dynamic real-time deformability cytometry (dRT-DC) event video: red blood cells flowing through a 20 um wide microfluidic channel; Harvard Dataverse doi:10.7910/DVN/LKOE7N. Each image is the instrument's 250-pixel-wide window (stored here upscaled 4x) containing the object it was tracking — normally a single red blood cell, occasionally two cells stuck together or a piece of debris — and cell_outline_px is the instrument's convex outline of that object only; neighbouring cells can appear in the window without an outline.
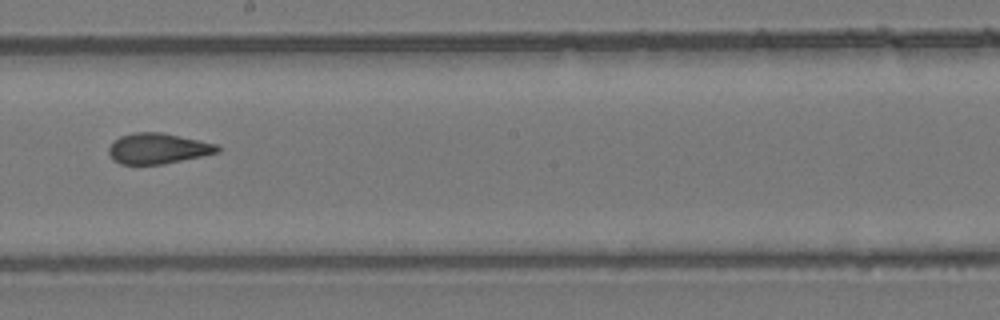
{"species": "common noctule bat (a hibernating species)", "species_latin": "Nyctalus noctula", "temperature_condition": "room temperature", "stored_images_in_passage": 15, "camera_frame_rate_fps": 3000, "um_per_image_px": 0.085, "animal": {"sex": "female", "body_mass_g": 24.6, "forearm_length_mm": 56.2}, "frame": {"image": 1, "passage_image": 9, "time_ms": 10.667, "image_size_px": [1000, 320], "cell_outline_px": [[220, 152], [164, 164], [120, 164], [112, 160], [108, 152], [108, 148], [112, 140], [120, 136], [136, 132], [160, 132], [216, 144], [220, 148]], "centroid_in_image_um": [13.37, 12.63], "position_along_channel_um": 234.8, "area_um2": 19.36}}
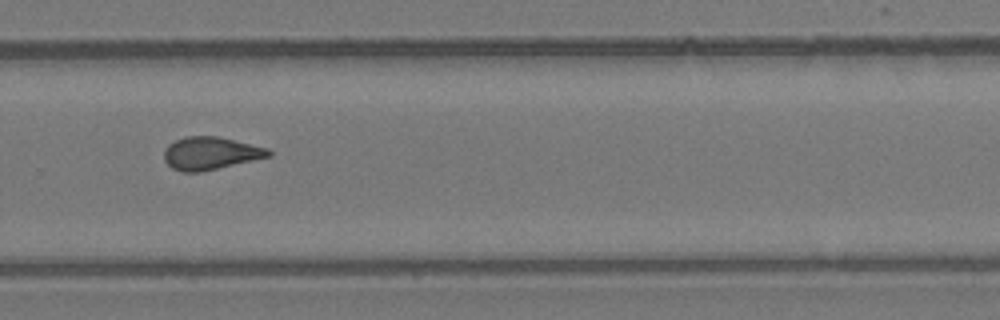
{"frame": {"image": 2, "passage_image": 11, "time_ms": 12.667, "image_size_px": [1000, 320], "cell_outline_px": [[272, 156], [200, 172], [184, 172], [172, 168], [164, 160], [164, 152], [168, 144], [184, 136], [216, 136], [268, 148], [272, 152]], "centroid_in_image_um": [17.89, 13.03], "position_along_channel_um": 311.9, "area_um2": 19.83}, "authors_computed_cell_mechanics": {"area_um2": 19.7676, "velocity_mm_per_s": 3.854, "shape_relaxation_time_tau1_ms": null, "shape_relaxation_time_tau2_ms": 2.6318, "deformation_change_tau1": null, "deformation_change_tau2": 0.0699}}